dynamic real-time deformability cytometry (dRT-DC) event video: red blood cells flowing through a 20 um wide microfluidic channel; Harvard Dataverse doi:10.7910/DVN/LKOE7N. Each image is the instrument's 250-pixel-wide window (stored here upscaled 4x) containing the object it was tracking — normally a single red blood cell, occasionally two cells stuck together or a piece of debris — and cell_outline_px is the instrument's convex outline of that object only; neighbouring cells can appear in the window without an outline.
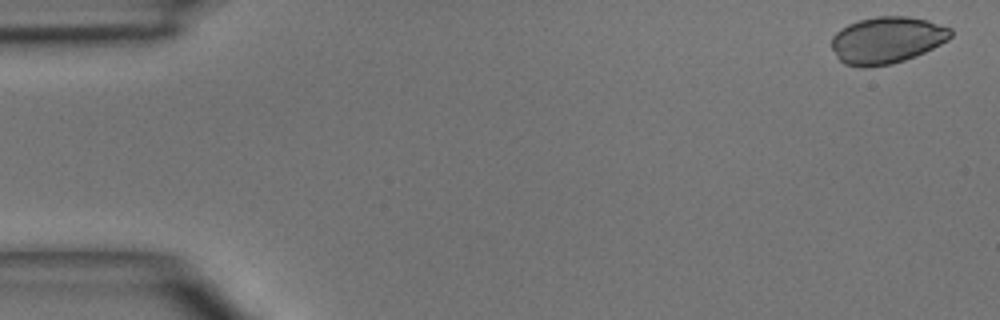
{"species": "common noctule bat (a hibernating species)", "species_latin": "Nyctalus noctula", "temperature_condition": "room temperature", "stored_images_in_passage": 4, "camera_frame_rate_fps": 3000, "um_per_image_px": 0.085, "animal": {"sex": "male", "body_mass_g": 15.6}, "frame": {"image": 1, "passage_image": 1, "time_ms": 0.0, "image_size_px": [1000, 320], "cell_outline_px": [[952, 36], [948, 40], [916, 56], [892, 64], [860, 68], [844, 64], [836, 56], [832, 48], [832, 36], [840, 28], [848, 24], [860, 20], [876, 16], [908, 16], [928, 20], [952, 28]], "centroid_in_image_um": [75.38, 3.41], "position_along_channel_um": 9.6, "area_um2": 32.66}}